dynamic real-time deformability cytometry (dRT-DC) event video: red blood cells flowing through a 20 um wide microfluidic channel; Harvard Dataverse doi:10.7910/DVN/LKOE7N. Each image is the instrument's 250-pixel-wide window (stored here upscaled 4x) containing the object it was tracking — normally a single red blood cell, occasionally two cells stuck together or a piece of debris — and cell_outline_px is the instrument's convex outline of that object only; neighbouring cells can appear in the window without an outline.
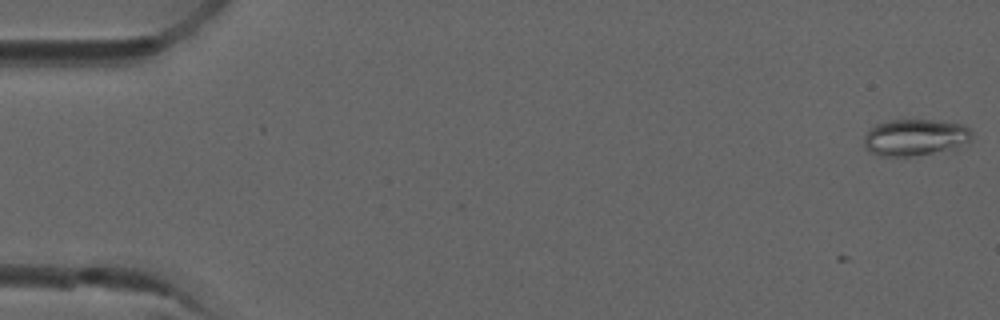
{"species": "common noctule bat (a hibernating species)", "species_latin": "Nyctalus noctula", "temperature_condition": "room temperature", "stored_images_in_passage": 9, "camera_frame_rate_fps": 3000, "um_per_image_px": 0.085, "animal": {"sex": "male", "forearm_length_mm": 52.5}, "frame": {"image": 1, "passage_image": 1, "time_ms": 0.0, "image_size_px": [1000, 320], "cell_outline_px": [[972, 140], [956, 152], [912, 156], [876, 156], [868, 152], [864, 148], [864, 136], [868, 128], [876, 124], [888, 120], [940, 120], [964, 124], [972, 132]], "centroid_in_image_um": [77.85, 11.71], "position_along_channel_um": 7.1, "area_um2": 24.33}}
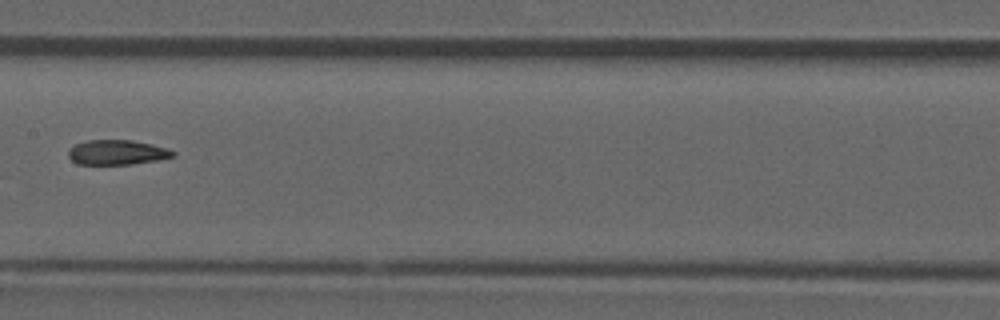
{"frame": {"image": 2, "passage_image": 8, "time_ms": 2.333, "image_size_px": [1000, 320], "cell_outline_px": [[176, 156], [156, 160], [132, 164], [76, 164], [68, 156], [68, 148], [76, 144], [88, 140], [132, 140], [152, 144], [168, 148], [176, 152]], "centroid_in_image_um": [9.95, 12.95], "position_along_channel_um": 197.4, "area_um2": 15.2}}
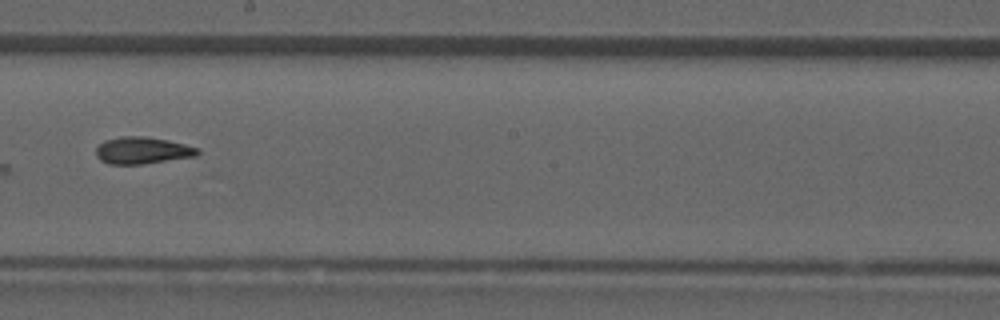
{"frame": {"image": 3, "passage_image": 9, "time_ms": 2.667, "image_size_px": [1000, 320], "cell_outline_px": [[200, 152], [196, 156], [140, 164], [108, 164], [100, 160], [96, 156], [96, 148], [104, 140], [120, 136], [144, 136], [168, 140], [200, 148]], "centroid_in_image_um": [12.09, 12.78], "position_along_channel_um": 236.1, "area_um2": 15.95}}